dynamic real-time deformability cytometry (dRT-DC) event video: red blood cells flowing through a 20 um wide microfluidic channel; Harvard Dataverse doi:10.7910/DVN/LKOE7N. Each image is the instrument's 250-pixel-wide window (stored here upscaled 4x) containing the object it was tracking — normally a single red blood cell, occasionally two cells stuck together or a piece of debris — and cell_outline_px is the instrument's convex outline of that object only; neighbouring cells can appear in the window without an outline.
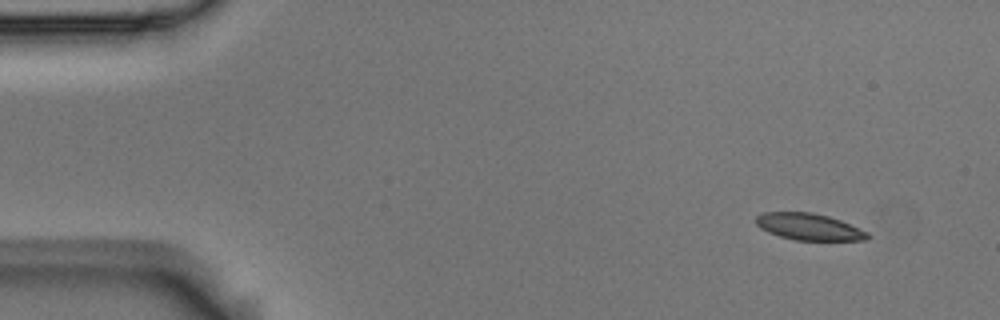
{"species": "Egyptian fruit bat (a non-hibernating species)", "species_latin": "Rousettus aegyptiacus", "temperature_condition": "room temperature", "stored_images_in_passage": 5, "camera_frame_rate_fps": 3000, "um_per_image_px": 0.085, "animal": {"sex": "male"}, "frame": {"image": 1, "passage_image": 1, "time_ms": 0.0, "image_size_px": [1000, 320], "cell_outline_px": [[872, 236], [868, 240], [796, 240], [780, 236], [768, 232], [760, 228], [756, 224], [756, 216], [764, 212], [812, 212], [828, 216], [840, 220], [868, 232]], "centroid_in_image_um": [68.77, 19.27], "position_along_channel_um": 16.2, "area_um2": 17.34}}
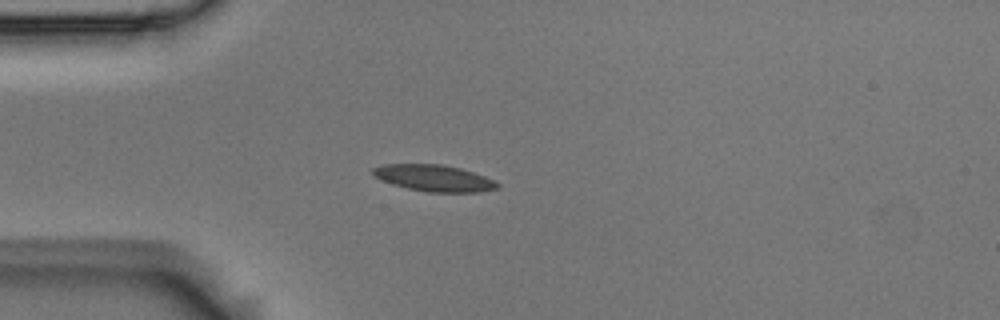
{"frame": {"image": 2, "passage_image": 3, "time_ms": 0.667, "image_size_px": [1000, 320], "cell_outline_px": [[500, 184], [496, 188], [476, 192], [428, 192], [408, 188], [392, 184], [380, 180], [372, 176], [372, 168], [380, 164], [444, 164], [460, 168], [484, 176]], "centroid_in_image_um": [36.81, 15.12], "position_along_channel_um": 48.2, "area_um2": 19.19}}
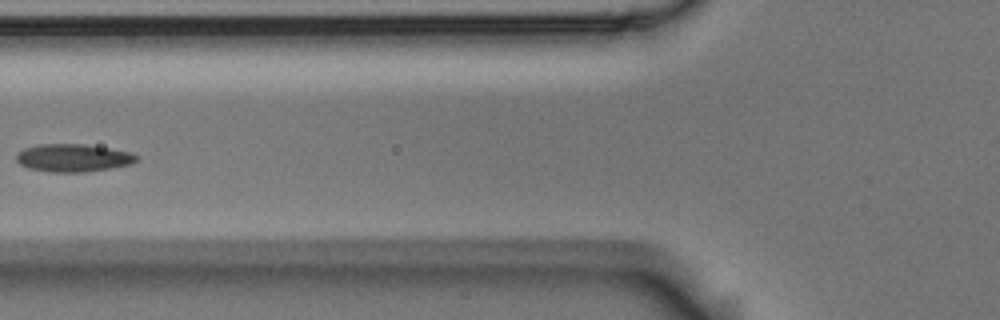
{"frame": {"image": 3, "passage_image": 5, "time_ms": 1.333, "image_size_px": [1000, 320], "cell_outline_px": [[140, 156], [132, 164], [84, 172], [52, 172], [28, 168], [20, 164], [16, 160], [16, 152], [24, 148], [40, 144], [84, 144], [132, 152]], "centroid_in_image_um": [6.21, 13.41], "position_along_channel_um": 119.6, "area_um2": 19.48}}